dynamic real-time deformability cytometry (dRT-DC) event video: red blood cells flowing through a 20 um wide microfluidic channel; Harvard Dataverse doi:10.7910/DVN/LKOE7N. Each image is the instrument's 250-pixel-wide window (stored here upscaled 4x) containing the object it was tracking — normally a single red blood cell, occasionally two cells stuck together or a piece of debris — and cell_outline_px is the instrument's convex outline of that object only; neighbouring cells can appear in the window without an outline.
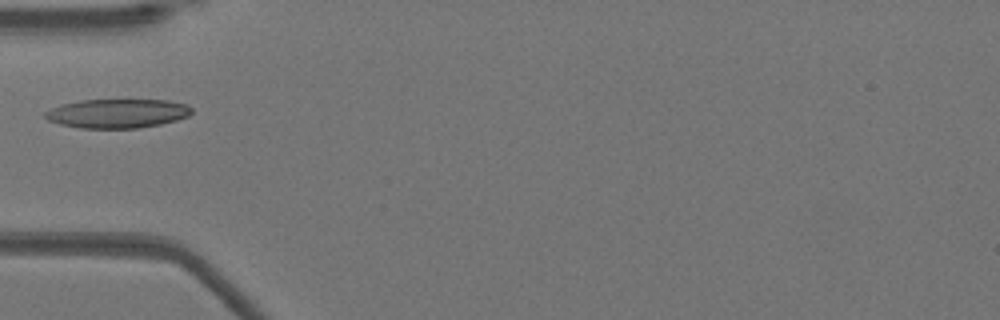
{"species": "Egyptian fruit bat (a non-hibernating species)", "species_latin": "Rousettus aegyptiacus", "temperature_condition": "warm", "stored_images_in_passage": 27, "camera_frame_rate_fps": 3000, "um_per_image_px": 0.085, "animal": {"sex": "female"}, "frame": {"image": 1, "passage_image": 1, "time_ms": 0.0, "image_size_px": [1000, 320], "cell_outline_px": [[192, 112], [188, 116], [176, 120], [160, 124], [136, 128], [80, 128], [60, 124], [48, 120], [44, 116], [44, 112], [48, 108], [60, 104], [80, 100], [168, 100], [188, 104], [192, 108]], "centroid_in_image_um": [9.95, 9.63], "position_along_channel_um": 75.1, "area_um2": 24.97}}
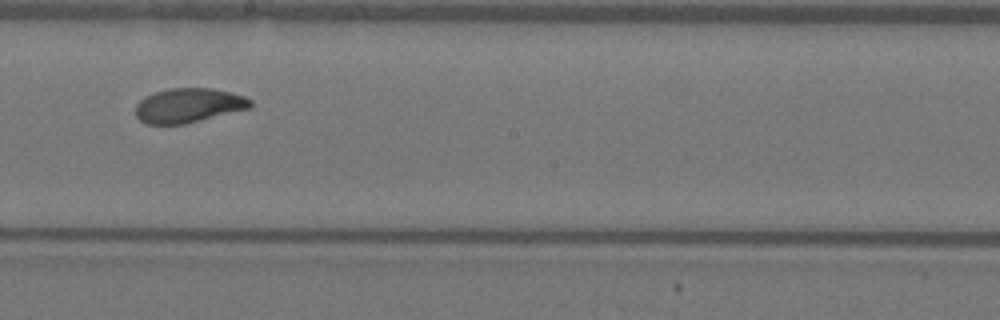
{"frame": {"image": 2, "passage_image": 13, "time_ms": 4.0, "image_size_px": [1000, 320], "cell_outline_px": [[252, 108], [184, 124], [144, 124], [136, 116], [136, 104], [144, 96], [168, 88], [212, 88], [244, 96], [252, 100]], "centroid_in_image_um": [16.02, 8.96], "position_along_channel_um": 232.2, "area_um2": 23.12}}
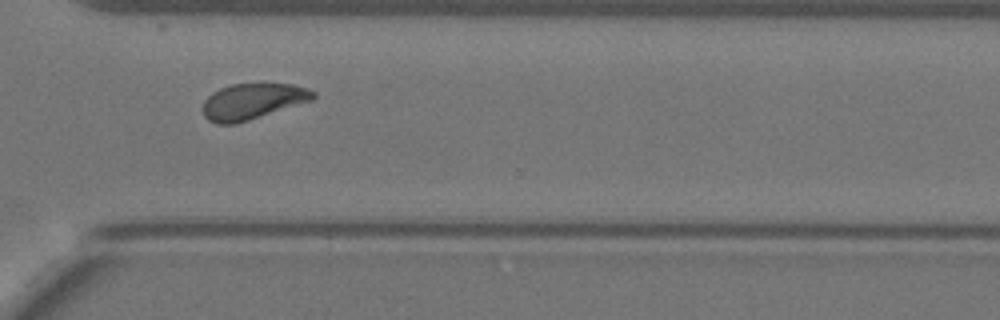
{"frame": {"image": 3, "passage_image": 22, "time_ms": 7.0, "image_size_px": [1000, 320], "cell_outline_px": [[316, 96], [312, 100], [236, 124], [216, 124], [208, 120], [204, 116], [204, 100], [212, 92], [220, 88], [232, 84], [292, 84], [308, 88], [316, 92]], "centroid_in_image_um": [21.47, 8.62], "position_along_channel_um": 349.1, "area_um2": 22.95}}